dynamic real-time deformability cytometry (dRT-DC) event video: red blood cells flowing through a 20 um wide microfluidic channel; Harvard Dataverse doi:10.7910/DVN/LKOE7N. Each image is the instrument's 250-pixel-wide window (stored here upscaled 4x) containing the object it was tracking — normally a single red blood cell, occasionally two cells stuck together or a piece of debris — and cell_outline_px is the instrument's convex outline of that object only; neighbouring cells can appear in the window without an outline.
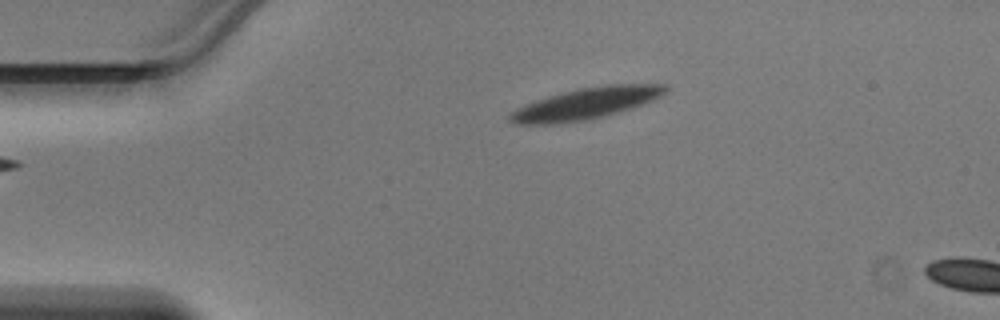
{"species": "Egyptian fruit bat (a non-hibernating species)", "species_latin": "Rousettus aegyptiacus", "temperature_condition": "warm", "stored_images_in_passage": 4, "camera_frame_rate_fps": 3000, "um_per_image_px": 0.085, "animal": {"sex": "male"}, "frame": {"image": 1, "passage_image": 1, "time_ms": 0.0, "image_size_px": [1000, 320], "cell_outline_px": [[668, 88], [664, 92], [652, 100], [616, 112], [600, 116], [580, 120], [548, 124], [520, 124], [508, 120], [508, 116], [516, 108], [564, 92], [580, 88], [604, 84], [668, 84]], "centroid_in_image_um": [49.81, 8.78], "position_along_channel_um": 35.2, "area_um2": 27.28}}